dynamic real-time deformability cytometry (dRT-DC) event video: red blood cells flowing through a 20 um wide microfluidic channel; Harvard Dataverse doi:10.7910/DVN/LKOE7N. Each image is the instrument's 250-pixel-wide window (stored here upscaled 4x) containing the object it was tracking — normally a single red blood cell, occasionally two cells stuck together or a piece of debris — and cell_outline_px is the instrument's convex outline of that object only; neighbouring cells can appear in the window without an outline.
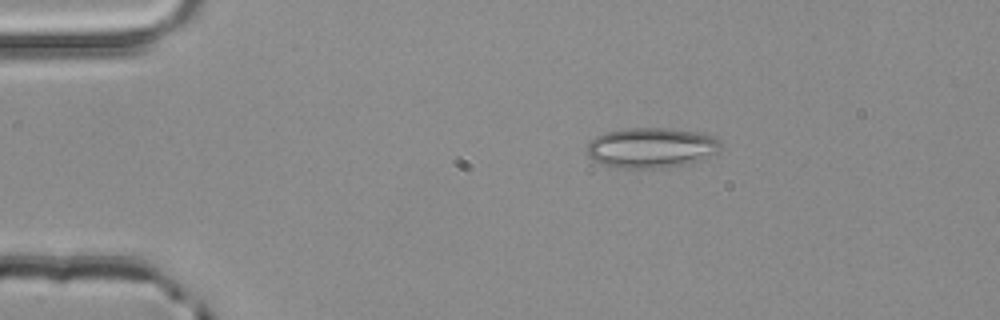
{"species": "common noctule bat (a hibernating species)", "species_latin": "Nyctalus noctula", "temperature_condition": "room temperature", "stored_images_in_passage": 2, "camera_frame_rate_fps": 3000, "um_per_image_px": 0.085, "animal": {"sex": "male", "body_mass_g": 20.4}, "frame": {"image": 1, "passage_image": 1, "time_ms": 0.0, "image_size_px": [1000, 320], "cell_outline_px": [[720, 152], [692, 164], [664, 168], [620, 168], [600, 164], [588, 156], [588, 144], [596, 136], [604, 132], [624, 128], [672, 128], [712, 136], [720, 140]], "centroid_in_image_um": [55.38, 12.57], "position_along_channel_um": 29.6, "area_um2": 31.67}}